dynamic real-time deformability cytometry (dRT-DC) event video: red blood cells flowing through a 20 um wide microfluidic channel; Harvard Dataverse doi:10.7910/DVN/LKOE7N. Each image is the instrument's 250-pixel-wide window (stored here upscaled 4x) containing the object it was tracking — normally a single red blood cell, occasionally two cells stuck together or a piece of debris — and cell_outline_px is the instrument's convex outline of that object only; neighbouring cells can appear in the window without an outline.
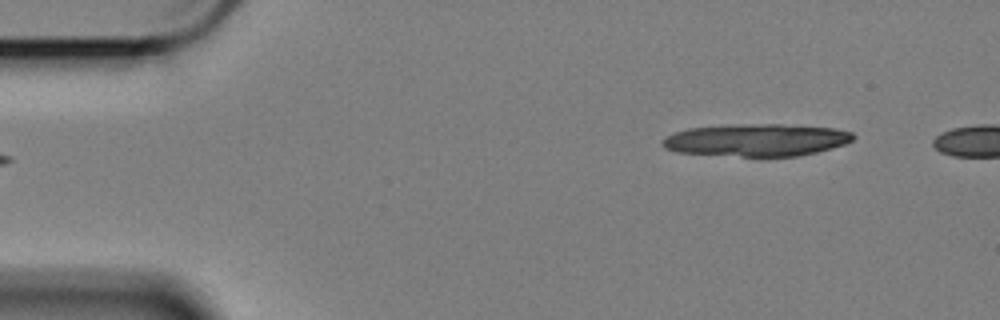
{"species": "Egyptian fruit bat (a non-hibernating species)", "species_latin": "Rousettus aegyptiacus", "temperature_condition": "cold", "stored_images_in_passage": 13, "camera_frame_rate_fps": 3000, "um_per_image_px": 0.085, "animal": {"sex": "female"}, "frame": {"image": 1, "passage_image": 1, "time_ms": 0.0, "image_size_px": [1000, 320], "cell_outline_px": [[856, 136], [852, 140], [844, 144], [832, 148], [800, 156], [764, 160], [676, 152], [664, 148], [660, 144], [668, 136], [676, 132], [688, 128], [732, 124], [780, 124], [832, 128], [852, 132]], "centroid_in_image_um": [64.29, 11.95], "position_along_channel_um": 20.7, "area_um2": 37.34}}